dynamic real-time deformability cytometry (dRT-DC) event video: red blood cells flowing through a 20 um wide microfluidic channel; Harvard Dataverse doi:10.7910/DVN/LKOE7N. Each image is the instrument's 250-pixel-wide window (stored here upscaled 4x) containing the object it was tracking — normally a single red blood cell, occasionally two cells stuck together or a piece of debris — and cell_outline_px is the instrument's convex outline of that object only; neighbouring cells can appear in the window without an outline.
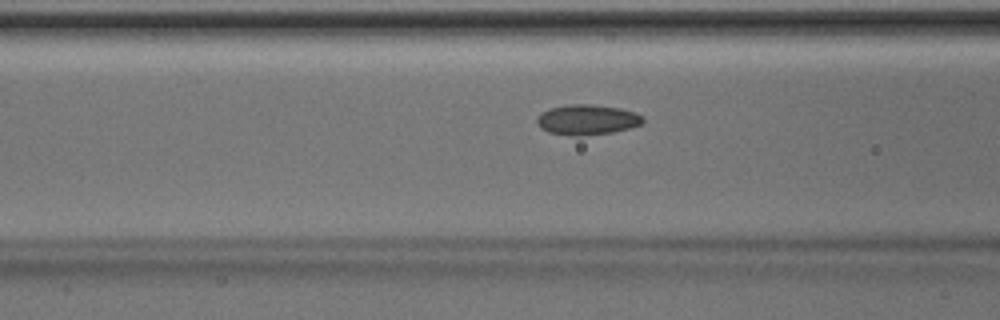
{"species": "Egyptian fruit bat (a non-hibernating species)", "species_latin": "Rousettus aegyptiacus", "temperature_condition": "room temperature", "stored_images_in_passage": 18, "camera_frame_rate_fps": 3000, "um_per_image_px": 0.085, "animal": {"sex": "male"}, "frame": {"image": 1, "passage_image": 16, "time_ms": 5.0, "image_size_px": [1000, 320], "cell_outline_px": [[644, 120], [640, 124], [628, 128], [612, 132], [580, 136], [576, 136], [548, 132], [540, 128], [536, 124], [536, 116], [540, 112], [548, 108], [568, 104], [588, 104], [620, 108], [636, 112], [644, 116]], "centroid_in_image_um": [49.85, 10.16], "position_along_channel_um": 116.7, "area_um2": 18.84}}